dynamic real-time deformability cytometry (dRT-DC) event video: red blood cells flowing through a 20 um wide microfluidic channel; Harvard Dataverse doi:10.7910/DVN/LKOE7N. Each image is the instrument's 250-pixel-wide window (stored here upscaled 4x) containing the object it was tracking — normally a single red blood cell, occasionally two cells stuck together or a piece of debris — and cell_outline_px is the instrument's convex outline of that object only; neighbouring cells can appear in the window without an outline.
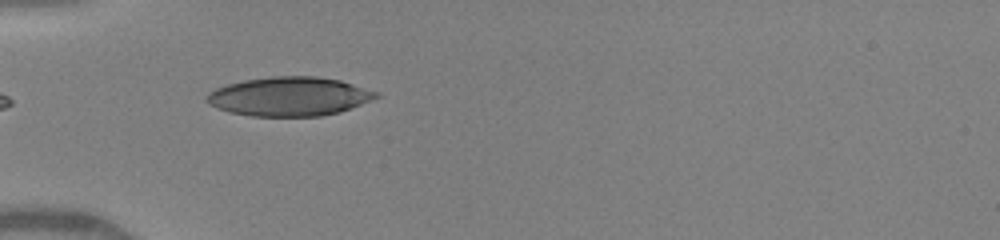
{"species": "human", "species_latin": "Homo sapiens", "temperature_condition": "warm", "stored_images_in_passage": 5, "camera_frame_rate_fps": 3000, "um_per_image_px": 0.085, "donor": {"sex": "female"}, "frame": {"image": 1, "passage_image": 1, "time_ms": 0.0, "image_size_px": [1000, 240], "cell_outline_px": [[380, 96], [340, 112], [320, 116], [252, 116], [228, 112], [216, 108], [208, 104], [204, 100], [204, 96], [208, 92], [216, 88], [228, 84], [244, 80], [272, 76], [316, 76], [340, 80], [380, 92]], "centroid_in_image_um": [24.55, 8.2], "position_along_channel_um": 60.4, "area_um2": 38.73}}
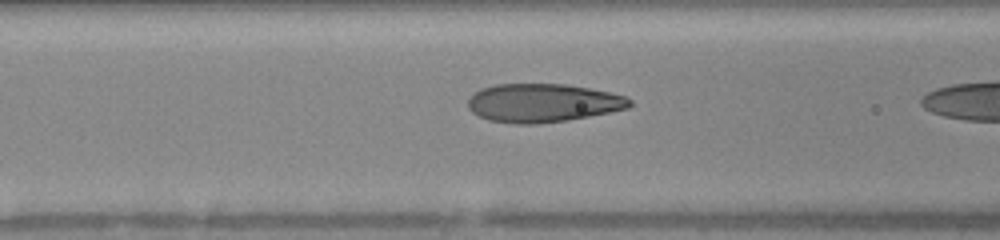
{"frame": {"image": 2, "passage_image": 4, "time_ms": 0.667, "image_size_px": [1000, 240], "cell_outline_px": [[632, 104], [628, 108], [588, 116], [564, 120], [532, 124], [516, 124], [488, 120], [472, 112], [468, 108], [468, 100], [480, 88], [496, 84], [564, 84], [588, 88], [608, 92], [624, 96], [632, 100]], "centroid_in_image_um": [46.11, 8.74], "position_along_channel_um": 120.5, "area_um2": 35.89}}